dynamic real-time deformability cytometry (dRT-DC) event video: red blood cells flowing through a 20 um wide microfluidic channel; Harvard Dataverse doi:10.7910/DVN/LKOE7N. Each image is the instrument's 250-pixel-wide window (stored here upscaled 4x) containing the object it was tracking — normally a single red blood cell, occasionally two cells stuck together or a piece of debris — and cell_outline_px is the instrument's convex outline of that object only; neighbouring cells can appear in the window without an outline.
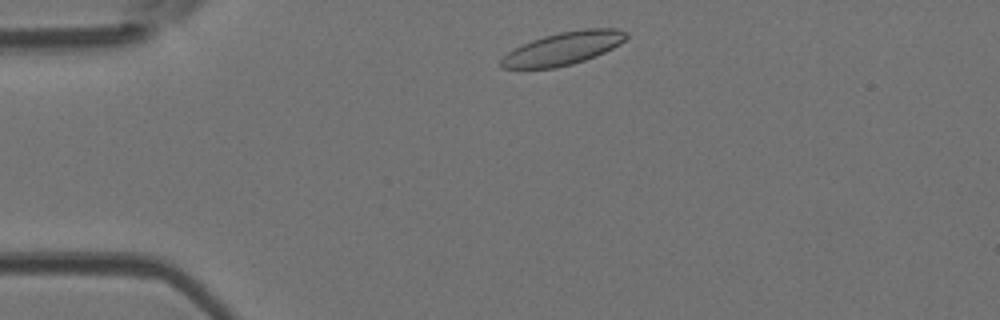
{"species": "Egyptian fruit bat (a non-hibernating species)", "species_latin": "Rousettus aegyptiacus", "temperature_condition": "room temperature", "stored_images_in_passage": 44, "camera_frame_rate_fps": 3000, "um_per_image_px": 0.085, "animal": {"sex": "female"}, "frame": {"image": 1, "passage_image": 3, "time_ms": 0.667, "image_size_px": [1000, 320], "cell_outline_px": [[628, 36], [620, 44], [596, 56], [572, 64], [556, 68], [500, 68], [500, 60], [508, 52], [532, 40], [544, 36], [560, 32], [584, 28], [620, 28], [628, 32]], "centroid_in_image_um": [47.91, 4.11], "position_along_channel_um": 37.1, "area_um2": 23.87}}
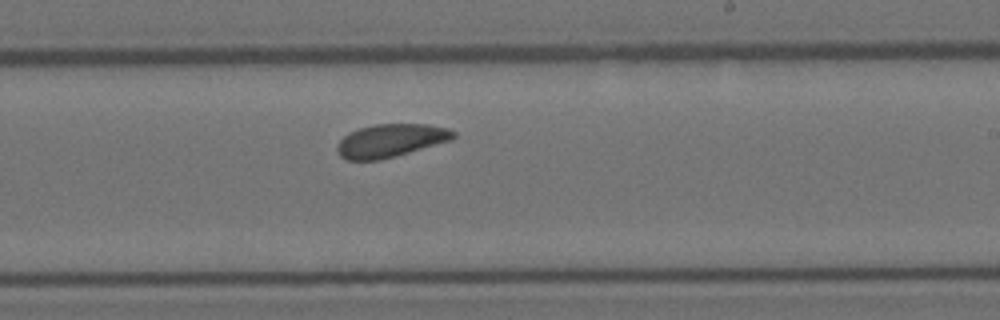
{"frame": {"image": 2, "passage_image": 23, "time_ms": 7.333, "image_size_px": [1000, 320], "cell_outline_px": [[456, 136], [452, 140], [380, 160], [348, 160], [340, 156], [336, 148], [340, 140], [348, 132], [372, 124], [428, 124], [448, 128], [456, 132]], "centroid_in_image_um": [33.21, 11.94], "position_along_channel_um": 255.8, "area_um2": 22.43}}
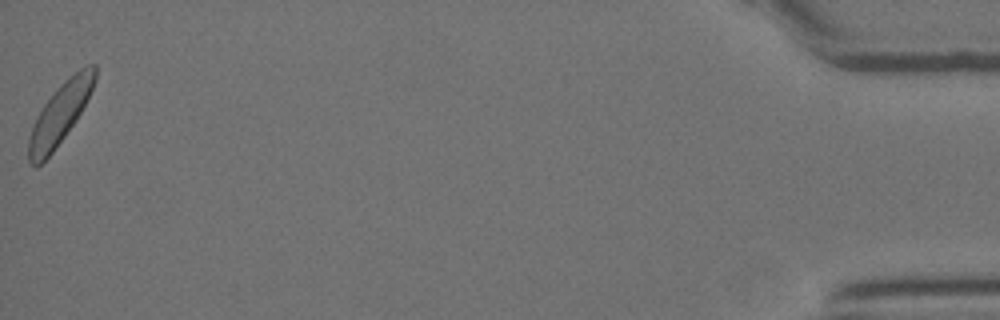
{"frame": {"image": 3, "passage_image": 44, "time_ms": 14.333, "image_size_px": [1000, 320], "cell_outline_px": [[96, 80], [76, 120], [52, 152], [36, 168], [28, 160], [28, 140], [36, 116], [52, 92], [64, 80], [80, 68], [88, 64], [96, 64]], "centroid_in_image_um": [5.08, 9.64], "position_along_channel_um": 430.1, "area_um2": 23.06}, "authors_computed_cell_mechanics": {"area_um2": 22.9466, "velocity_mm_per_s": 3.8479, "shape_relaxation_time_tau1_ms": 1.6487, "shape_relaxation_time_tau2_ms": 5.4394, "deformation_change_tau1": 0.0671, "deformation_change_tau2": 0.1149}}